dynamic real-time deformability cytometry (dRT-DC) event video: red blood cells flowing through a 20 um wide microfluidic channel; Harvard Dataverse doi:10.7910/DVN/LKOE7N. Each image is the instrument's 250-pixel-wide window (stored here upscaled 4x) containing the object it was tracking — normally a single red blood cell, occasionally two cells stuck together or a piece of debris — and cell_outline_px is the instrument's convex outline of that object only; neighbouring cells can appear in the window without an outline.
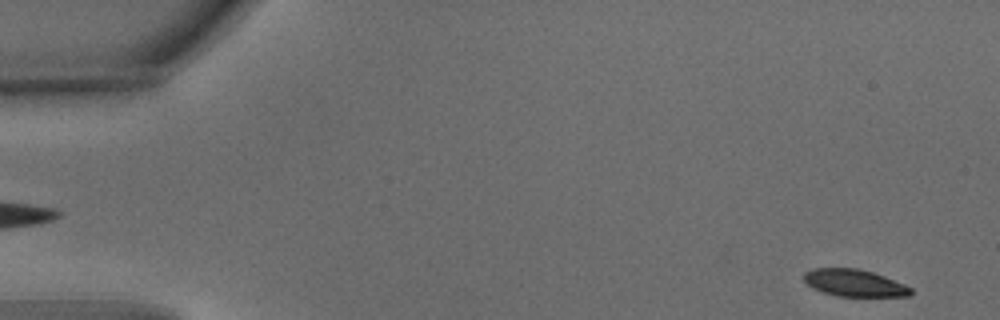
{"species": "common noctule bat (a hibernating species)", "species_latin": "Nyctalus noctula", "temperature_condition": "warm", "stored_images_in_passage": 52, "camera_frame_rate_fps": 3000, "um_per_image_px": 0.085, "animal": {"sex": "male", "body_mass_g": 15.6}, "frame": {"image": 1, "passage_image": 2, "time_ms": 0.333, "image_size_px": [1000, 320], "cell_outline_px": [[912, 292], [908, 296], [836, 296], [812, 288], [804, 280], [804, 272], [812, 268], [856, 268], [872, 272], [884, 276], [904, 284], [912, 288]], "centroid_in_image_um": [72.6, 24.04], "position_along_channel_um": 12.4, "area_um2": 16.76}}
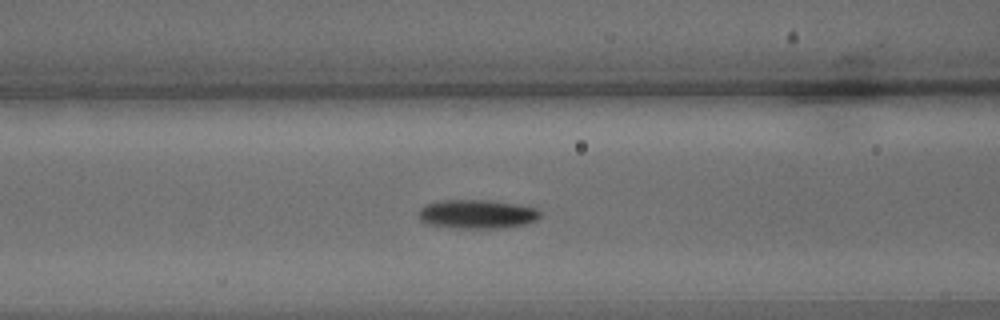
{"frame": {"image": 2, "passage_image": 21, "time_ms": 6.667, "image_size_px": [1000, 320], "cell_outline_px": [[540, 216], [536, 220], [524, 224], [496, 228], [456, 228], [428, 224], [420, 220], [420, 208], [428, 204], [440, 200], [488, 200], [536, 208], [540, 212]], "centroid_in_image_um": [40.53, 18.2], "position_along_channel_um": 126.1, "area_um2": 20.11}}
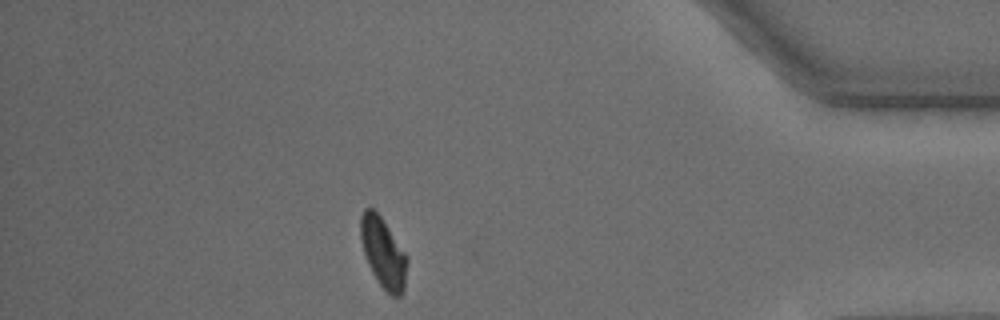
{"frame": {"image": 3, "passage_image": 46, "time_ms": 15.0, "image_size_px": [1000, 320], "cell_outline_px": [[408, 260], [404, 288], [400, 296], [392, 296], [376, 280], [364, 256], [360, 240], [360, 216], [364, 208], [372, 208], [380, 216], [408, 256]], "centroid_in_image_um": [32.56, 21.47], "position_along_channel_um": 402.6, "area_um2": 19.02}, "authors_computed_cell_mechanics": {"area_um2": 19.2763, "velocity_mm_per_s": 3.8012, "shape_relaxation_time_tau1_ms": 3.1776, "shape_relaxation_time_tau2_ms": 3.6979, "deformation_change_tau1": 0.1516, "deformation_change_tau2": 0.0914}}